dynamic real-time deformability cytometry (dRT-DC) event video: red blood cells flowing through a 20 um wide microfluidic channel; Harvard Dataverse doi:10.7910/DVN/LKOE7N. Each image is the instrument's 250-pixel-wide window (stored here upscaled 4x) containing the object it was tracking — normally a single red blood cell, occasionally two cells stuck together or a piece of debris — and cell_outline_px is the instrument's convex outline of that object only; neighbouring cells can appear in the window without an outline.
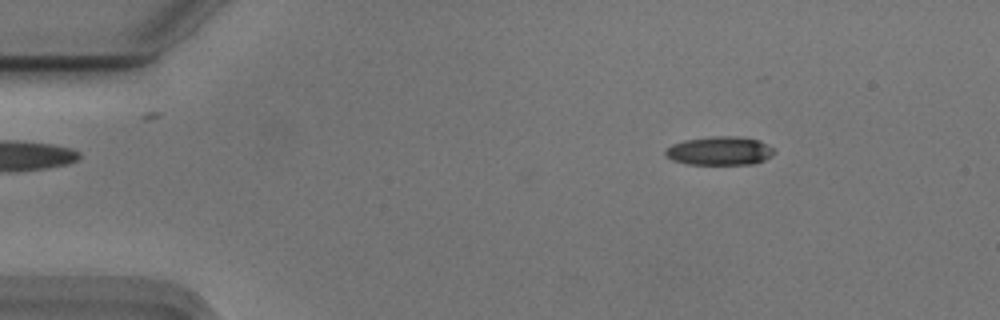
{"species": "Egyptian fruit bat (a non-hibernating species)", "species_latin": "Rousettus aegyptiacus", "temperature_condition": "cold", "stored_images_in_passage": 46, "camera_frame_rate_fps": 3000, "um_per_image_px": 0.085, "animal": {"sex": "male"}, "frame": {"image": 1, "passage_image": 6, "time_ms": 1.667, "image_size_px": [1000, 320], "cell_outline_px": [[776, 152], [772, 156], [764, 160], [752, 164], [688, 164], [672, 160], [664, 156], [664, 148], [672, 144], [684, 140], [712, 136], [736, 136], [760, 140], [772, 148]], "centroid_in_image_um": [61.14, 12.82], "position_along_channel_um": 23.9, "area_um2": 18.32}}
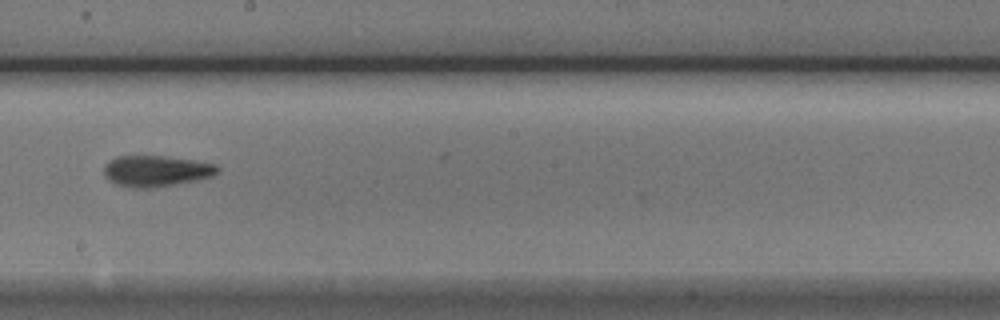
{"frame": {"image": 2, "passage_image": 29, "time_ms": 9.333, "image_size_px": [1000, 320], "cell_outline_px": [[220, 172], [212, 176], [196, 180], [156, 188], [128, 188], [116, 184], [108, 180], [104, 176], [104, 164], [116, 156], [160, 156], [192, 160], [216, 164], [220, 168]], "centroid_in_image_um": [13.25, 14.55], "position_along_channel_um": 235.0, "area_um2": 20.75}}
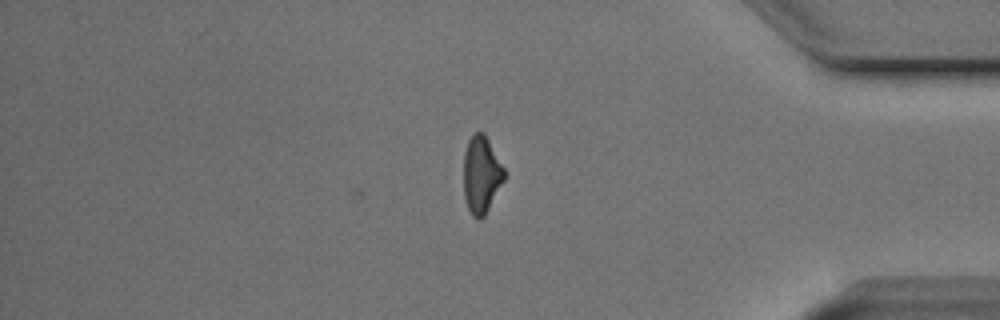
{"frame": {"image": 3, "passage_image": 44, "time_ms": 14.333, "image_size_px": [1000, 320], "cell_outline_px": [[504, 180], [484, 216], [480, 220], [476, 220], [472, 216], [468, 208], [464, 196], [464, 152], [468, 140], [476, 132], [484, 132], [504, 168]], "centroid_in_image_um": [40.9, 14.86], "position_along_channel_um": 394.3, "area_um2": 18.15}, "authors_computed_cell_mechanics": {"area_um2": 19.4786, "velocity_mm_per_s": 3.7439, "shape_relaxation_time_tau1_ms": 3.5376, "shape_relaxation_time_tau2_ms": 6.1147, "deformation_change_tau1": 0.1551, "deformation_change_tau2": 0.1641}}